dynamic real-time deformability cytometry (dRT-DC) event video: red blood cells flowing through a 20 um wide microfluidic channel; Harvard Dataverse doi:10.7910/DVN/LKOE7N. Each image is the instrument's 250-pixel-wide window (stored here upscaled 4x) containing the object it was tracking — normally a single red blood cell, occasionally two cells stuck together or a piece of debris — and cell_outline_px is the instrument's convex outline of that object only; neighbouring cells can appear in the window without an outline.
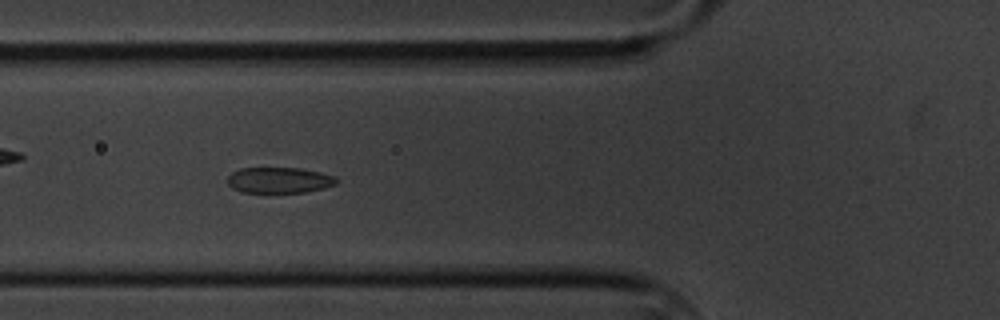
{"species": "common noctule bat (a hibernating species)", "species_latin": "Nyctalus noctula", "temperature_condition": "cold", "stored_images_in_passage": 9, "camera_frame_rate_fps": 3000, "um_per_image_px": 0.085, "animal": {"sex": "male", "body_mass_g": 20.1, "forearm_length_mm": 53.5}, "frame": {"image": 1, "passage_image": 7, "time_ms": 6.667, "image_size_px": [1000, 320], "cell_outline_px": [[336, 184], [324, 188], [304, 192], [240, 192], [232, 188], [228, 184], [228, 176], [232, 172], [240, 168], [300, 168], [320, 172], [336, 176]], "centroid_in_image_um": [23.72, 15.31], "position_along_channel_um": 102.1, "area_um2": 16.36}}
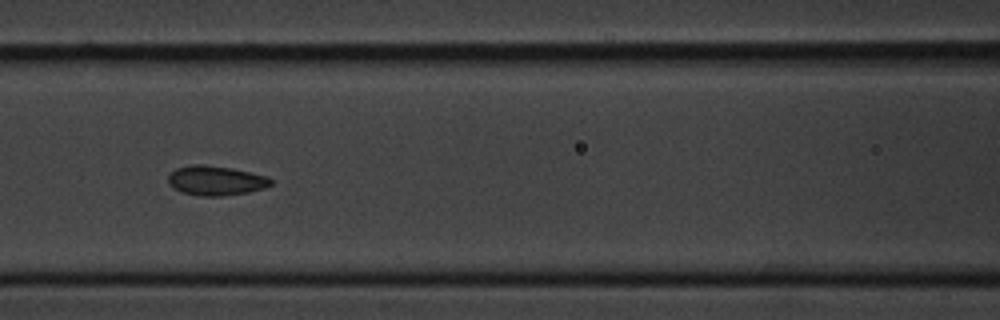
{"frame": {"image": 2, "passage_image": 8, "time_ms": 8.0, "image_size_px": [1000, 320], "cell_outline_px": [[272, 184], [264, 188], [248, 192], [220, 196], [200, 196], [180, 192], [172, 188], [168, 184], [168, 176], [176, 168], [192, 164], [204, 164], [232, 168], [268, 176], [272, 180]], "centroid_in_image_um": [18.32, 15.35], "position_along_channel_um": 148.3, "area_um2": 17.86}}
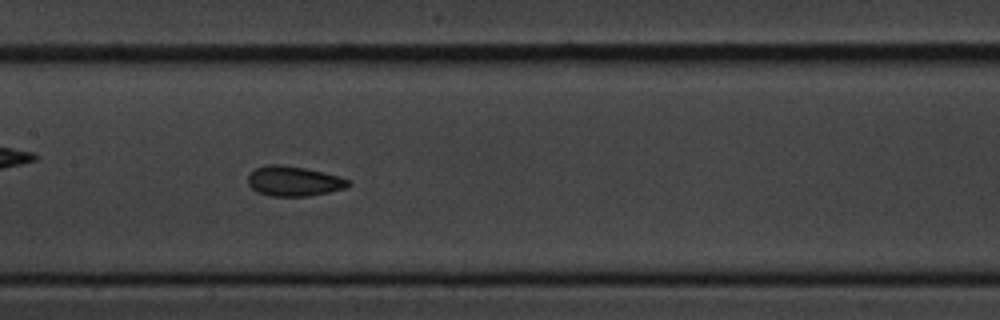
{"frame": {"image": 3, "passage_image": 9, "time_ms": 9.0, "image_size_px": [1000, 320], "cell_outline_px": [[352, 184], [344, 188], [328, 192], [308, 196], [272, 196], [256, 192], [248, 184], [248, 172], [256, 168], [268, 164], [280, 164], [304, 168], [324, 172], [340, 176], [352, 180]], "centroid_in_image_um": [24.97, 15.39], "position_along_channel_um": 182.4, "area_um2": 17.69}}